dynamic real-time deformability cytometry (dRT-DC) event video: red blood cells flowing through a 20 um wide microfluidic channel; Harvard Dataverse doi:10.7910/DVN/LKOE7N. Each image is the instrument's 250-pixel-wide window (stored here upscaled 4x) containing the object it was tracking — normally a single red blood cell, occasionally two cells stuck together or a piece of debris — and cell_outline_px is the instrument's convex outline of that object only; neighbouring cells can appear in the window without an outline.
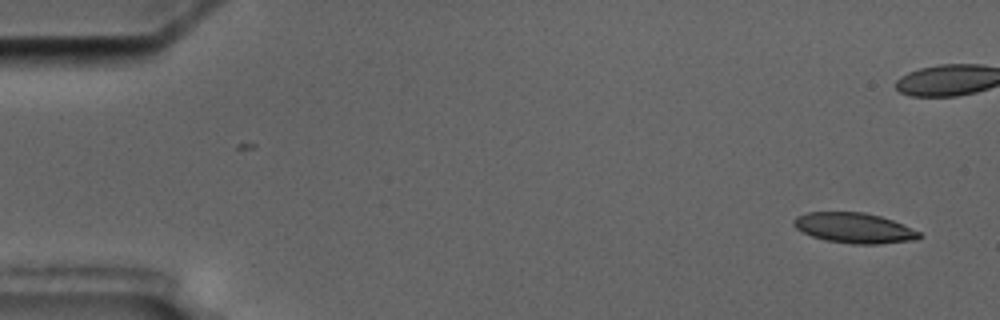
{"species": "common noctule bat (a hibernating species)", "species_latin": "Nyctalus noctula", "temperature_condition": "cold", "stored_images_in_passage": 2, "camera_frame_rate_fps": 3000, "um_per_image_px": 0.085, "animal": {"sex": "male", "body_mass_g": 17.5, "forearm_length_mm": 52.3}, "frame": {"image": 1, "passage_image": 2, "time_ms": 1.333, "image_size_px": [1000, 320], "cell_outline_px": [[924, 236], [916, 240], [880, 244], [852, 244], [824, 240], [812, 236], [796, 228], [792, 224], [792, 220], [796, 216], [808, 212], [864, 212], [880, 216], [892, 220], [920, 232]], "centroid_in_image_um": [72.61, 19.38], "position_along_channel_um": 12.4, "area_um2": 22.25}}